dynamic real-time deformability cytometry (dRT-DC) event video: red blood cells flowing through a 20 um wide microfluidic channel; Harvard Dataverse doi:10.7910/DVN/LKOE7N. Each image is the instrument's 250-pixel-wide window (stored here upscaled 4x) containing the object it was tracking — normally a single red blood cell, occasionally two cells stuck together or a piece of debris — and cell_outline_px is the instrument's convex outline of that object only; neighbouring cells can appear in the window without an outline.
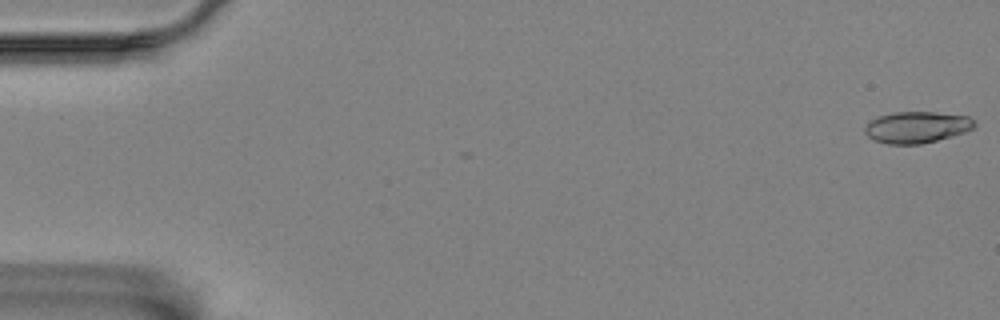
{"species": "Egyptian fruit bat (a non-hibernating species)", "species_latin": "Rousettus aegyptiacus", "temperature_condition": "room temperature", "stored_images_in_passage": 5, "camera_frame_rate_fps": 3000, "um_per_image_px": 0.085, "animal": {"sex": "female"}, "frame": {"image": 1, "passage_image": 1, "time_ms": 0.0, "image_size_px": [1000, 320], "cell_outline_px": [[976, 124], [972, 128], [964, 132], [952, 136], [920, 144], [888, 144], [872, 140], [864, 132], [864, 128], [872, 120], [880, 116], [892, 112], [936, 112], [968, 116]], "centroid_in_image_um": [77.9, 10.81], "position_along_channel_um": 7.1, "area_um2": 19.94}}